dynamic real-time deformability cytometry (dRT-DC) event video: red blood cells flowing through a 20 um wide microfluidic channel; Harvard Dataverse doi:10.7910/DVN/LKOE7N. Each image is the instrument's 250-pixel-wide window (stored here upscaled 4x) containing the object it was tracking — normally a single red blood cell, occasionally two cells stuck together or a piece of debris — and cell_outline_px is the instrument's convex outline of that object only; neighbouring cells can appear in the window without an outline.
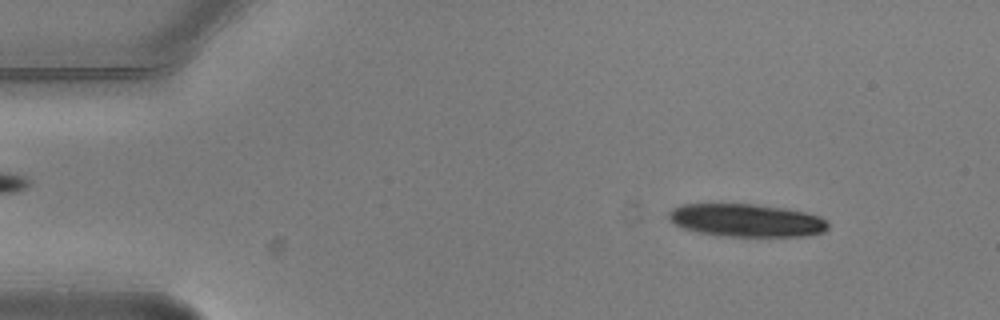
{"species": "common noctule bat (a hibernating species)", "species_latin": "Nyctalus noctula", "temperature_condition": "warm", "stored_images_in_passage": 5, "camera_frame_rate_fps": 3000, "um_per_image_px": 0.085, "animal": {"sex": "male", "body_mass_g": 20.5, "forearm_length_mm": 52.5}, "frame": {"image": 1, "passage_image": 1, "time_ms": 0.0, "image_size_px": [1000, 320], "cell_outline_px": [[828, 228], [824, 232], [808, 236], [728, 236], [696, 232], [684, 228], [668, 220], [668, 212], [672, 208], [680, 204], [756, 204], [788, 208], [820, 216], [828, 224]], "centroid_in_image_um": [63.44, 18.72], "position_along_channel_um": 21.6, "area_um2": 30.69}}
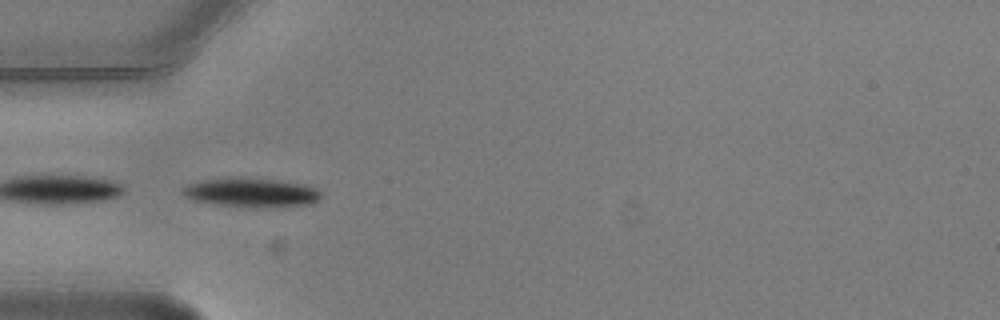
{"frame": {"image": 2, "passage_image": 4, "time_ms": 1.0, "image_size_px": [1000, 320], "cell_outline_px": [[324, 196], [320, 200], [312, 204], [216, 204], [192, 200], [184, 196], [180, 192], [180, 188], [184, 184], [196, 180], [224, 176], [248, 176], [280, 180], [300, 184], [316, 188]], "centroid_in_image_um": [21.21, 16.26], "position_along_channel_um": 63.8, "area_um2": 23.24}}